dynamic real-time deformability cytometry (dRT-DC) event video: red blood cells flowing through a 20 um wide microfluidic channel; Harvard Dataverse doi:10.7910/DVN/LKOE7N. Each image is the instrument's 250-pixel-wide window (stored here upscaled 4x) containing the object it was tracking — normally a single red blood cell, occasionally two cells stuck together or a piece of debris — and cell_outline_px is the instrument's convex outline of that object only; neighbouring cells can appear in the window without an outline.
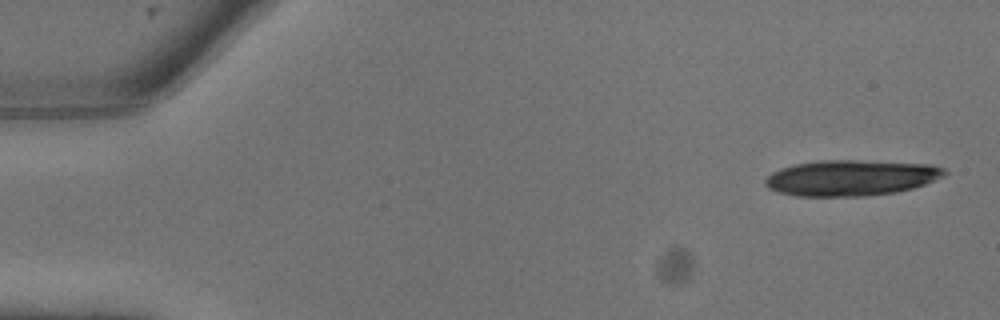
{"species": "common noctule bat (a hibernating species)", "species_latin": "Nyctalus noctula", "temperature_condition": "warm", "stored_images_in_passage": 9, "camera_frame_rate_fps": 3000, "um_per_image_px": 0.085, "animal": {"sex": "male", "body_mass_g": 13.3}, "frame": {"image": 1, "passage_image": 1, "time_ms": 0.0, "image_size_px": [1000, 320], "cell_outline_px": [[948, 172], [944, 176], [924, 184], [912, 188], [896, 192], [868, 196], [796, 196], [780, 192], [768, 188], [764, 184], [764, 180], [772, 172], [796, 164], [820, 160], [852, 160], [932, 164], [944, 168]], "centroid_in_image_um": [72.35, 15.12], "position_along_channel_um": 12.6, "area_um2": 37.28}}
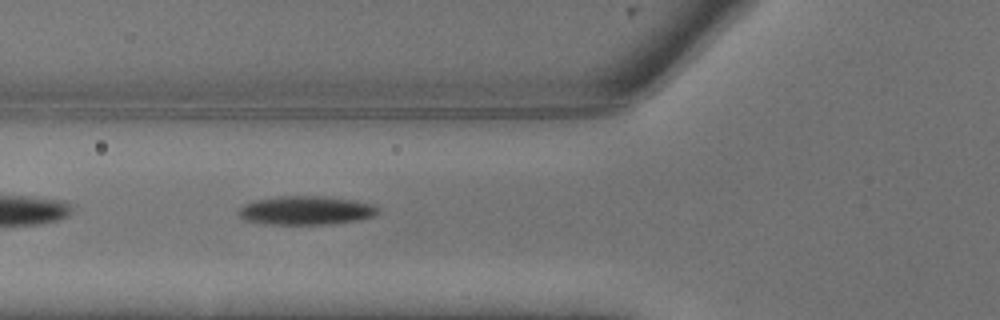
{"frame": {"image": 2, "passage_image": 9, "time_ms": 2.667, "image_size_px": [1000, 320], "cell_outline_px": [[380, 212], [372, 216], [356, 220], [328, 224], [264, 224], [244, 220], [236, 212], [244, 204], [256, 200], [280, 196], [324, 196], [352, 200], [376, 204], [380, 208]], "centroid_in_image_um": [26.01, 17.88], "position_along_channel_um": 99.8, "area_um2": 23.41}}